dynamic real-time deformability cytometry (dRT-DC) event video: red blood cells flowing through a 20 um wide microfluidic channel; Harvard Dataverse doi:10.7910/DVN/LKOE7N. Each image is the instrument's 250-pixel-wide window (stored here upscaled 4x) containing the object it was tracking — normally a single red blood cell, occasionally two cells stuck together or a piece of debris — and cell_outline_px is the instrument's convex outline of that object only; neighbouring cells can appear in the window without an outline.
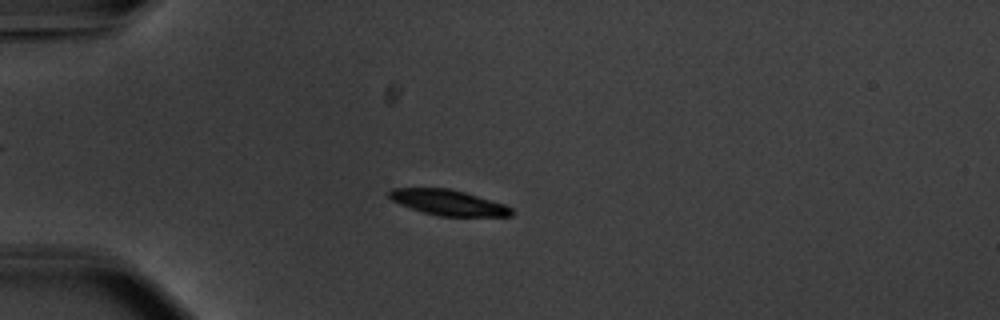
{"species": "common noctule bat (a hibernating species)", "species_latin": "Nyctalus noctula", "temperature_condition": "warm", "stored_images_in_passage": 56, "camera_frame_rate_fps": 3000, "um_per_image_px": 0.085, "animal": {"sex": "male", "body_mass_g": 20.1, "forearm_length_mm": 53.5}, "frame": {"image": 1, "passage_image": 16, "time_ms": 5.0, "image_size_px": [1000, 320], "cell_outline_px": [[512, 216], [440, 216], [424, 212], [400, 204], [392, 200], [388, 196], [388, 192], [392, 188], [448, 188], [464, 192], [504, 204], [512, 208]], "centroid_in_image_um": [38.09, 17.21], "position_along_channel_um": 46.9, "area_um2": 17.92}}
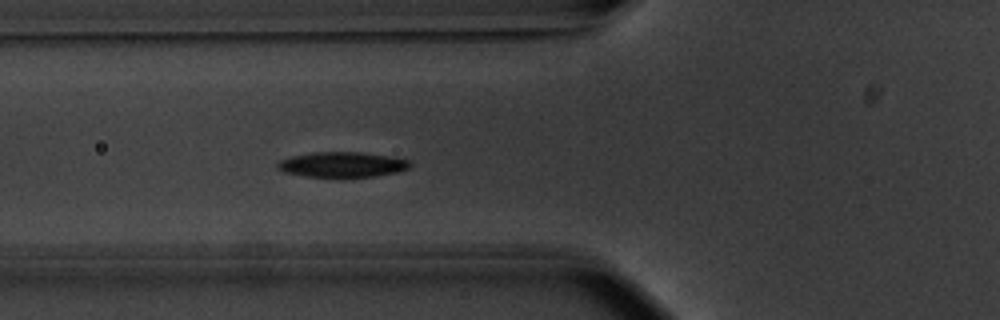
{"frame": {"image": 2, "passage_image": 22, "time_ms": 7.0, "image_size_px": [1000, 320], "cell_outline_px": [[412, 164], [408, 168], [396, 172], [376, 176], [304, 176], [284, 172], [276, 168], [276, 164], [280, 160], [292, 156], [312, 152], [360, 152], [392, 156], [408, 160]], "centroid_in_image_um": [29.07, 13.97], "position_along_channel_um": 96.7, "area_um2": 19.31}}
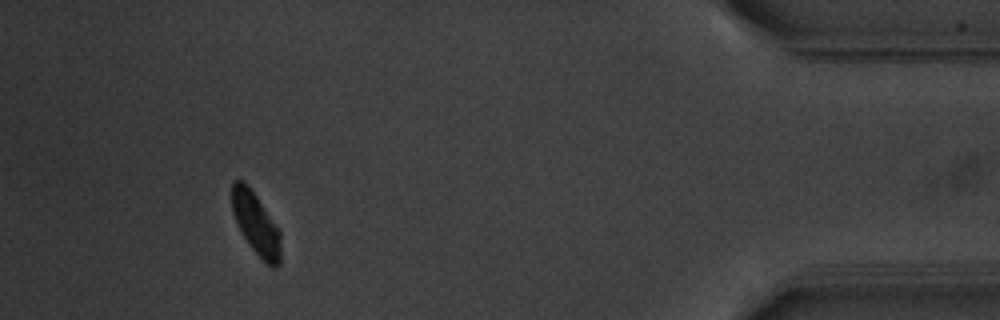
{"frame": {"image": 3, "passage_image": 52, "time_ms": 17.0, "image_size_px": [1000, 320], "cell_outline_px": [[280, 264], [276, 268], [272, 268], [248, 244], [240, 232], [232, 212], [232, 180], [244, 180], [256, 196], [280, 232]], "centroid_in_image_um": [21.73, 19.01], "position_along_channel_um": 413.5, "area_um2": 17.4}, "authors_computed_cell_mechanics": {"area_um2": 18.9006, "velocity_mm_per_s": 3.698, "shape_relaxation_time_tau1_ms": 2.8, "shape_relaxation_time_tau2_ms": null, "deformation_change_tau1": 0.1494, "deformation_change_tau2": null}}